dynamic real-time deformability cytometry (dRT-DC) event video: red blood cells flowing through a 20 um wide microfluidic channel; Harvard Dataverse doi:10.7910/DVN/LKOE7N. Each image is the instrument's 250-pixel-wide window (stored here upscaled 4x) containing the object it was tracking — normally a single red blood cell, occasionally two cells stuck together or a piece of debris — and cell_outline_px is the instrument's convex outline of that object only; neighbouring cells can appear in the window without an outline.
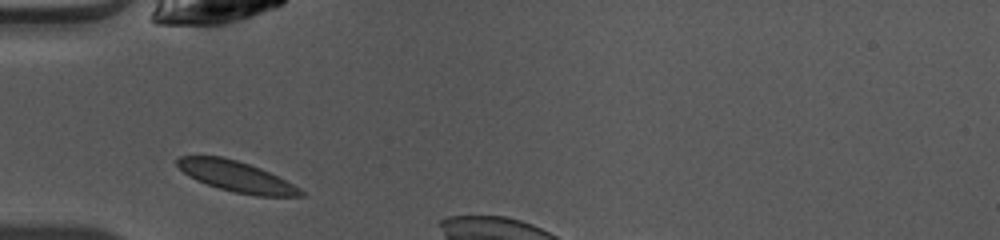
{"species": "common noctule bat (a hibernating species)", "species_latin": "Nyctalus noctula", "temperature_condition": "warm", "stored_images_in_passage": 4, "camera_frame_rate_fps": 3000, "um_per_image_px": 0.085, "animal": {"sex": "female", "body_mass_g": 10.0, "forearm_length_mm": 53.1}, "frame": {"image": 1, "passage_image": 1, "time_ms": 0.0, "image_size_px": [1000, 240], "cell_outline_px": [[304, 196], [256, 196], [236, 192], [220, 188], [196, 180], [184, 172], [176, 164], [176, 160], [180, 156], [220, 156], [236, 160], [260, 168], [300, 188], [304, 192]], "centroid_in_image_um": [20.08, 15.0], "position_along_channel_um": 64.9, "area_um2": 21.56}}